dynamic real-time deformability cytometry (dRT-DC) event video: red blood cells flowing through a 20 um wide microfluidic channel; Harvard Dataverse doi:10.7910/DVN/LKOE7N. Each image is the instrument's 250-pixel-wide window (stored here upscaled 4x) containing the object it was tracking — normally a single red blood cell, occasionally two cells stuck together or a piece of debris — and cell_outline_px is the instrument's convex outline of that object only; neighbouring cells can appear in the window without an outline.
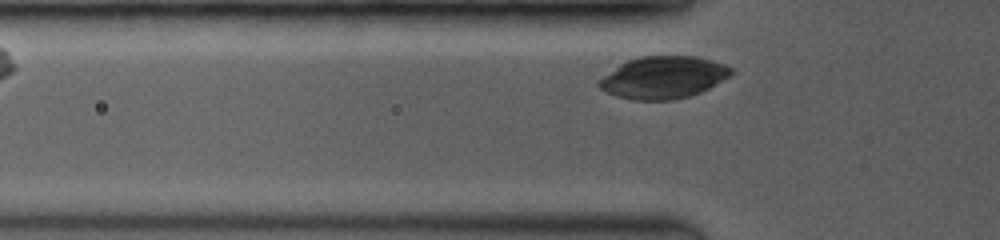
{"species": "common noctule bat (a hibernating species)", "species_latin": "Nyctalus noctula", "temperature_condition": "room temperature", "stored_images_in_passage": 3, "camera_frame_rate_fps": 3500, "um_per_image_px": 0.085, "animal": {"sex": "female", "body_mass_g": 19.0, "forearm_length_mm": 53.3}, "frame": {"image": 1, "passage_image": 3, "time_ms": 1.714, "image_size_px": [1000, 240], "cell_outline_px": [[732, 72], [728, 76], [708, 88], [700, 92], [688, 96], [672, 100], [632, 100], [616, 96], [600, 88], [596, 84], [596, 80], [620, 64], [628, 60], [640, 56], [696, 56], [712, 60], [724, 64], [732, 68]], "centroid_in_image_um": [56.33, 6.58], "position_along_channel_um": 69.5, "area_um2": 32.37}}